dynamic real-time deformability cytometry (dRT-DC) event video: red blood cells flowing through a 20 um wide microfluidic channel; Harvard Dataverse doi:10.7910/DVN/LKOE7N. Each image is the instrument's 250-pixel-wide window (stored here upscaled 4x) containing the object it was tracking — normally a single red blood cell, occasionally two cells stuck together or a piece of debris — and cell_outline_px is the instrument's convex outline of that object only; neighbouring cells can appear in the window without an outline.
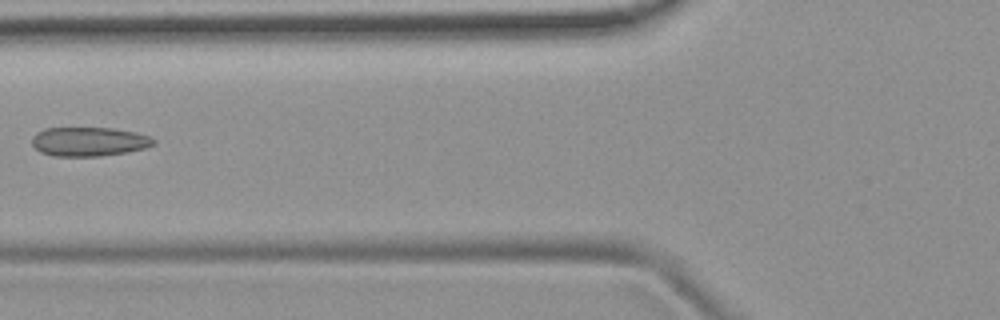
{"species": "common noctule bat (a hibernating species)", "species_latin": "Nyctalus noctula", "temperature_condition": "room temperature", "stored_images_in_passage": 4, "camera_frame_rate_fps": 3000, "um_per_image_px": 0.085, "animal": {"sex": "female", "body_mass_g": 19.9}, "frame": {"image": 1, "passage_image": 4, "time_ms": 3.667, "image_size_px": [1000, 320], "cell_outline_px": [[156, 144], [144, 148], [128, 152], [100, 156], [52, 156], [40, 152], [32, 144], [32, 136], [36, 132], [44, 128], [112, 128], [136, 132], [148, 136], [156, 140]], "centroid_in_image_um": [7.55, 12.04], "position_along_channel_um": 118.2, "area_um2": 20.75}}